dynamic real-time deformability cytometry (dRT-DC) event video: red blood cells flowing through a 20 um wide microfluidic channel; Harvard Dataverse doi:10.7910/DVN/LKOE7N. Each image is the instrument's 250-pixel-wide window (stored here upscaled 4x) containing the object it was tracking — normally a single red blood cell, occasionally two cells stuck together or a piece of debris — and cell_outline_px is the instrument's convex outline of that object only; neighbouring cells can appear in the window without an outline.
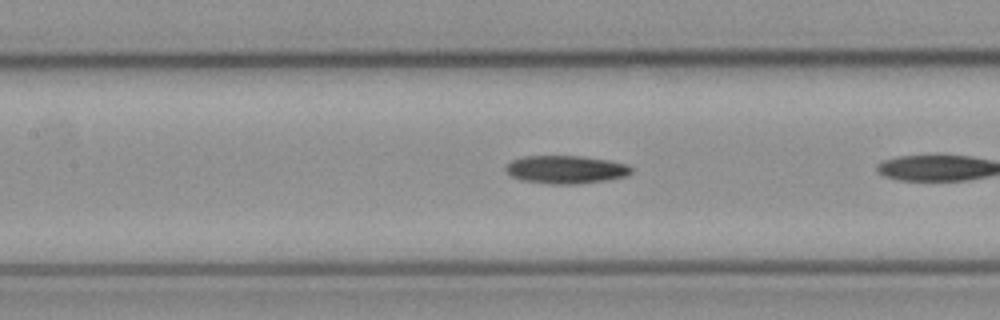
{"species": "common noctule bat (a hibernating species)", "species_latin": "Nyctalus noctula", "temperature_condition": "cold", "stored_images_in_passage": 9, "camera_frame_rate_fps": 3000, "um_per_image_px": 0.085, "animal": {"sex": "female", "body_mass_g": 21.9}, "frame": {"image": 1, "passage_image": 8, "time_ms": 2.333, "image_size_px": [1000, 320], "cell_outline_px": [[632, 172], [628, 176], [608, 180], [580, 184], [552, 184], [520, 180], [512, 176], [504, 168], [512, 160], [524, 156], [580, 156], [608, 160], [628, 164], [632, 168]], "centroid_in_image_um": [48.14, 14.42], "position_along_channel_um": 159.3, "area_um2": 20.63}}